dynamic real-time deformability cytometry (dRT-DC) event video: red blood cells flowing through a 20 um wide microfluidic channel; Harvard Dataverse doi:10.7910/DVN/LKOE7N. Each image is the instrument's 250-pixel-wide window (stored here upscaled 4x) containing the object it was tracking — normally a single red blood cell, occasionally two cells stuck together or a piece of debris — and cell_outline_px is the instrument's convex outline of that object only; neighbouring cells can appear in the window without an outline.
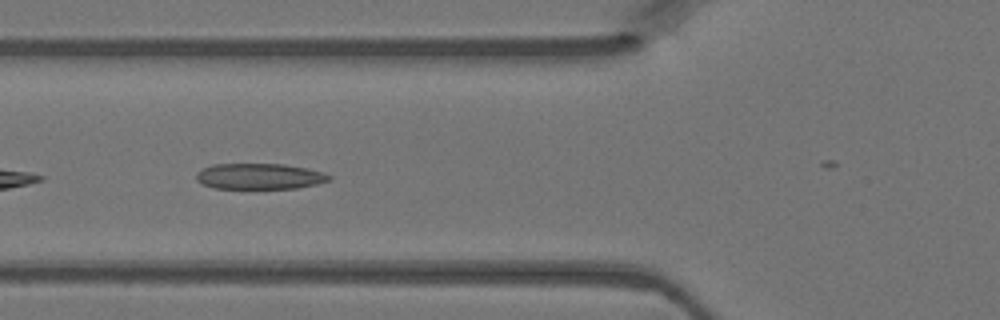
{"species": "Egyptian fruit bat (a non-hibernating species)", "species_latin": "Rousettus aegyptiacus", "temperature_condition": "warm", "stored_images_in_passage": 29, "camera_frame_rate_fps": 3000, "um_per_image_px": 0.085, "animal": {"sex": "female"}, "frame": {"image": 1, "passage_image": 17, "time_ms": 5.333, "image_size_px": [1000, 320], "cell_outline_px": [[332, 180], [316, 184], [296, 188], [212, 188], [196, 180], [196, 172], [212, 164], [284, 164], [308, 168], [324, 172], [332, 176]], "centroid_in_image_um": [22.09, 14.98], "position_along_channel_um": 103.7, "area_um2": 20.06}}